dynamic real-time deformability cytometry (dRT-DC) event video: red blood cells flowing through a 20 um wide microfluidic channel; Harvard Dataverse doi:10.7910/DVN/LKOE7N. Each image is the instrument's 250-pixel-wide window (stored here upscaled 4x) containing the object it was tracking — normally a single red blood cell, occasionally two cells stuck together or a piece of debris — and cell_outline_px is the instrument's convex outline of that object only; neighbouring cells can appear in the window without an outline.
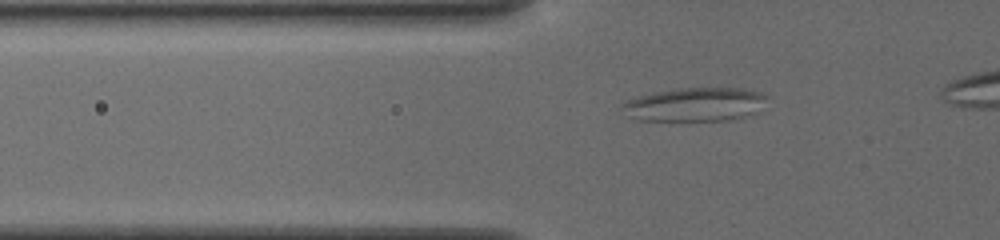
{"species": "common noctule bat (a hibernating species)", "species_latin": "Nyctalus noctula", "temperature_condition": "cold", "stored_images_in_passage": 36, "camera_frame_rate_fps": 3000, "um_per_image_px": 0.085, "animal": {"sex": "female", "body_mass_g": 19.5, "forearm_length_mm": 54.1}, "frame": {"image": 1, "passage_image": 5, "time_ms": 1.333, "image_size_px": [1000, 240], "cell_outline_px": [[768, 96], [744, 116], [728, 120], [640, 120], [632, 116], [620, 104], [628, 100], [652, 92], [680, 88], [740, 88], [760, 92]], "centroid_in_image_um": [59.01, 8.86], "position_along_channel_um": 66.8, "area_um2": 27.34}}
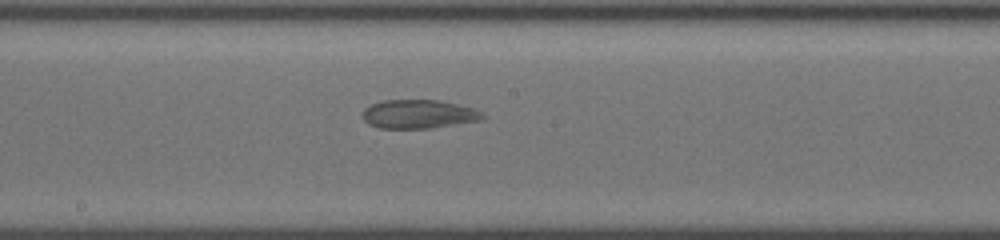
{"frame": {"image": 2, "passage_image": 17, "time_ms": 5.333, "image_size_px": [1000, 240], "cell_outline_px": [[484, 120], [432, 128], [380, 128], [368, 124], [364, 120], [364, 108], [372, 104], [384, 100], [440, 100], [472, 108], [480, 112], [484, 116]], "centroid_in_image_um": [35.59, 9.7], "position_along_channel_um": 212.6, "area_um2": 20.0}}
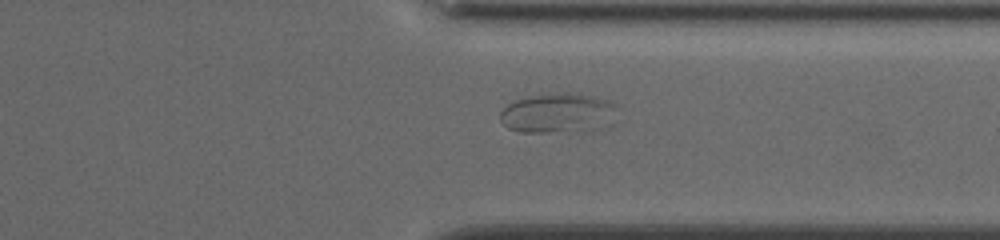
{"frame": {"image": 3, "passage_image": 29, "time_ms": 9.333, "image_size_px": [1000, 240], "cell_outline_px": [[612, 104], [584, 132], [520, 132], [508, 128], [500, 120], [500, 112], [508, 104], [516, 100], [532, 96], [564, 92], [580, 92], [596, 96], [608, 100]], "centroid_in_image_um": [47.11, 9.58], "position_along_channel_um": 364.3, "area_um2": 25.2}}